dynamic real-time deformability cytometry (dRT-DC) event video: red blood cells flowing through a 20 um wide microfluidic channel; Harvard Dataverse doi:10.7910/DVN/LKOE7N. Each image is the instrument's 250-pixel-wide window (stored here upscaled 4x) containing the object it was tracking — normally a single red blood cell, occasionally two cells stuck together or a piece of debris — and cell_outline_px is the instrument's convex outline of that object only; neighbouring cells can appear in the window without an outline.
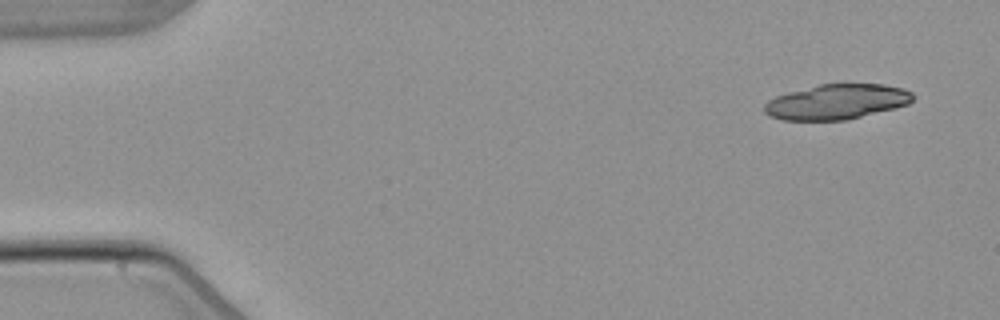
{"species": "common noctule bat (a hibernating species)", "species_latin": "Nyctalus noctula", "temperature_condition": "warm", "stored_images_in_passage": 7, "camera_frame_rate_fps": 3000, "um_per_image_px": 0.085, "animal": {"sex": "male", "body_mass_g": 21.5, "forearm_length_mm": 52.0}, "frame": {"image": 1, "passage_image": 1, "time_ms": 0.0, "image_size_px": [1000, 320], "cell_outline_px": [[916, 96], [908, 104], [896, 108], [844, 120], [784, 120], [768, 116], [764, 112], [764, 104], [768, 100], [776, 96], [788, 92], [820, 84], [884, 84], [904, 88], [912, 92]], "centroid_in_image_um": [71.13, 8.65], "position_along_channel_um": 13.9, "area_um2": 30.46}}
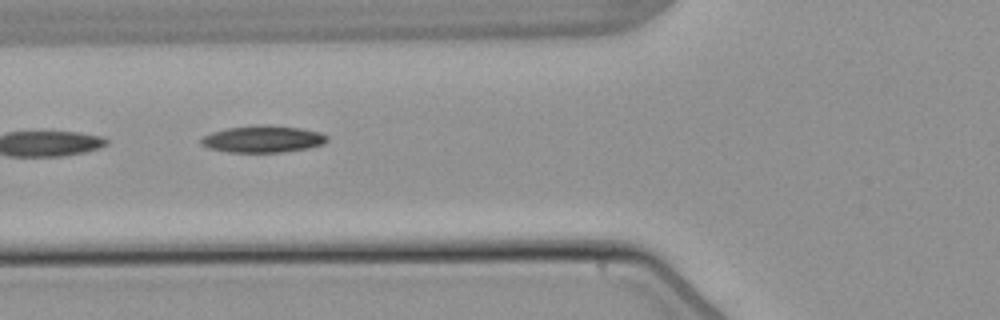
{"frame": {"image": 2, "passage_image": 5, "time_ms": 5.667, "image_size_px": [1000, 320], "cell_outline_px": [[328, 140], [324, 144], [308, 148], [280, 152], [228, 152], [208, 148], [200, 144], [200, 140], [204, 136], [212, 132], [228, 128], [300, 128], [320, 132], [328, 136]], "centroid_in_image_um": [22.35, 11.88], "position_along_channel_um": 103.5, "area_um2": 18.67}}